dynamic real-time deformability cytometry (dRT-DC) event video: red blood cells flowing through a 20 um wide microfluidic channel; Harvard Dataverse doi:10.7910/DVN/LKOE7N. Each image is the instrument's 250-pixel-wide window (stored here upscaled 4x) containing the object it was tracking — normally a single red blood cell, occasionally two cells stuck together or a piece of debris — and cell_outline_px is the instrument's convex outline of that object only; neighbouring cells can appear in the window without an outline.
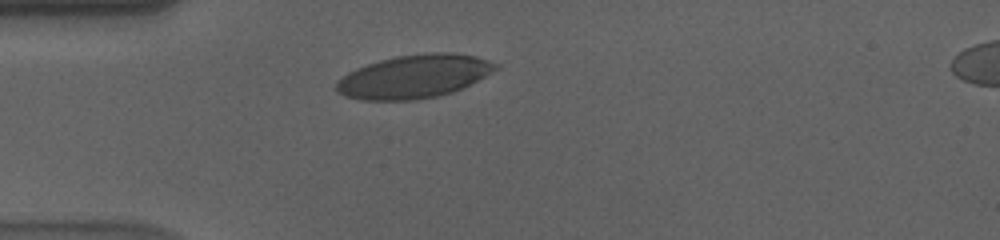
{"species": "human", "species_latin": "Homo sapiens", "temperature_condition": "cold", "stored_images_in_passage": 34, "camera_frame_rate_fps": 3000, "um_per_image_px": 0.085, "donor": {"sex": "male"}, "frame": {"image": 1, "passage_image": 1, "time_ms": 0.0, "image_size_px": [1000, 240], "cell_outline_px": [[500, 68], [452, 92], [436, 96], [416, 100], [360, 100], [344, 96], [336, 92], [336, 80], [348, 72], [356, 68], [380, 60], [396, 56], [428, 52], [452, 52], [476, 56], [500, 64]], "centroid_in_image_um": [35.17, 6.49], "position_along_channel_um": 49.8, "area_um2": 40.29}}
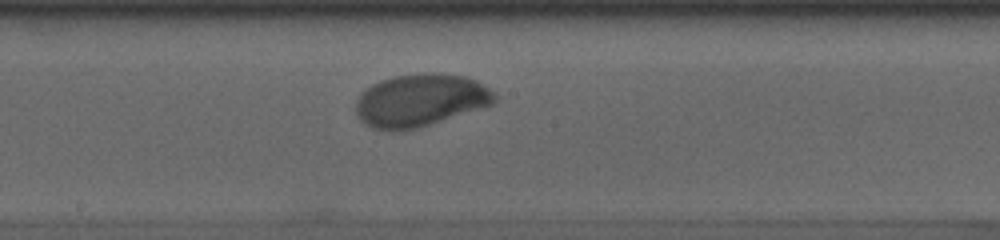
{"frame": {"image": 2, "passage_image": 16, "time_ms": 5.0, "image_size_px": [1000, 240], "cell_outline_px": [[496, 100], [492, 104], [416, 128], [392, 132], [372, 128], [364, 124], [356, 116], [356, 100], [360, 92], [372, 84], [380, 80], [396, 76], [420, 72], [436, 72], [468, 76], [476, 80], [496, 92]], "centroid_in_image_um": [35.69, 8.5], "position_along_channel_um": 212.5, "area_um2": 42.83}}
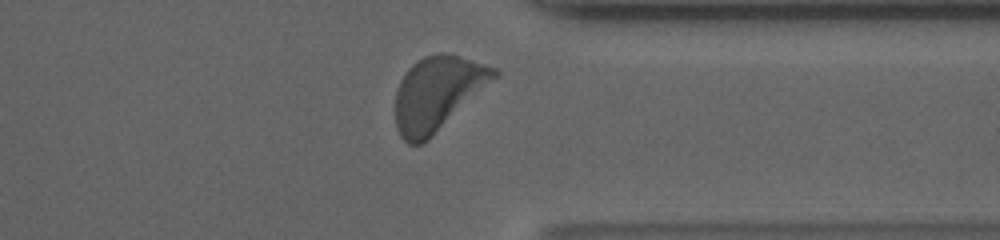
{"frame": {"image": 3, "passage_image": 30, "time_ms": 9.667, "image_size_px": [1000, 240], "cell_outline_px": [[500, 72], [496, 76], [428, 140], [420, 144], [408, 144], [400, 136], [396, 128], [396, 92], [400, 80], [408, 68], [412, 64], [424, 56], [436, 52], [440, 52], [456, 56], [496, 68]], "centroid_in_image_um": [37.12, 7.94], "position_along_channel_um": 374.3, "area_um2": 41.56}, "authors_computed_cell_mechanics": {"area_um2": 41.1247, "velocity_mm_per_s": 3.5296, "shape_relaxation_time_tau1_ms": 2.9557, "shape_relaxation_time_tau2_ms": null, "deformation_change_tau1": 0.1517, "deformation_change_tau2": null}}